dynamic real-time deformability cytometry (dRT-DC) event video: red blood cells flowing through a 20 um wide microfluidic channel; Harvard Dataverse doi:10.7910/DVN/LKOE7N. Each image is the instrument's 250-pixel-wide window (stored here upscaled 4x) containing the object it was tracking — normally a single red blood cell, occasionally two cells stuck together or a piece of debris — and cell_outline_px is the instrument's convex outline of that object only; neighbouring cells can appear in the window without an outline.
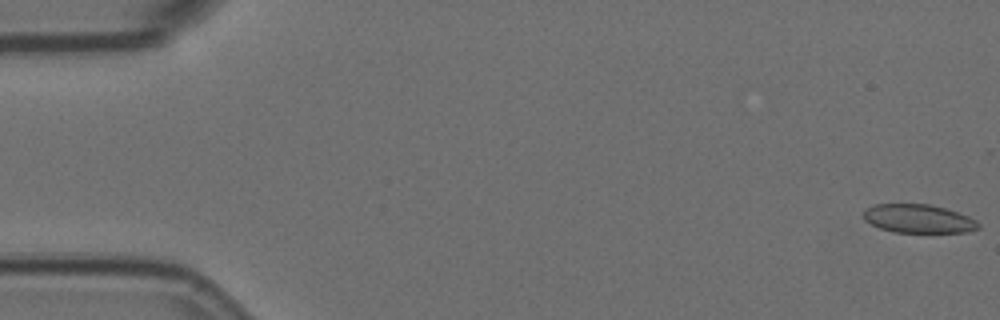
{"species": "Egyptian fruit bat (a non-hibernating species)", "species_latin": "Rousettus aegyptiacus", "temperature_condition": "room temperature", "stored_images_in_passage": 52, "camera_frame_rate_fps": 3000, "um_per_image_px": 0.085, "animal": {"sex": "female"}, "frame": {"image": 1, "passage_image": 1, "time_ms": 0.0, "image_size_px": [1000, 320], "cell_outline_px": [[980, 228], [968, 232], [896, 232], [880, 228], [864, 220], [864, 208], [872, 204], [928, 204], [944, 208], [968, 216], [976, 220], [980, 224]], "centroid_in_image_um": [78.06, 18.58], "position_along_channel_um": 6.9, "area_um2": 19.07}}
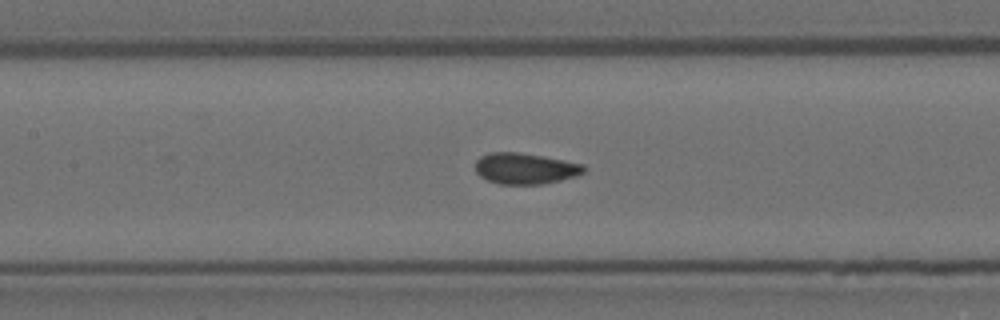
{"frame": {"image": 2, "passage_image": 26, "time_ms": 8.333, "image_size_px": [1000, 320], "cell_outline_px": [[588, 168], [584, 172], [576, 176], [544, 184], [500, 184], [488, 180], [480, 176], [476, 172], [476, 160], [480, 156], [492, 152], [516, 152], [564, 160], [584, 164]], "centroid_in_image_um": [44.66, 14.32], "position_along_channel_um": 162.7, "area_um2": 19.59}}
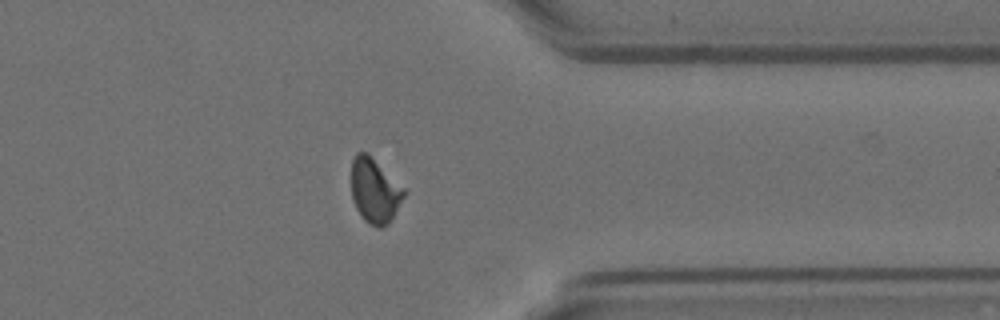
{"frame": {"image": 3, "passage_image": 45, "time_ms": 14.667, "image_size_px": [1000, 320], "cell_outline_px": [[408, 192], [388, 224], [380, 228], [368, 224], [364, 220], [356, 208], [352, 200], [352, 160], [356, 152], [368, 152]], "centroid_in_image_um": [31.86, 16.2], "position_along_channel_um": 379.5, "area_um2": 20.0}, "authors_computed_cell_mechanics": {"area_um2": 19.8254, "velocity_mm_per_s": 3.5756, "shape_relaxation_time_tau1_ms": null, "shape_relaxation_time_tau2_ms": 1.0269, "deformation_change_tau1": null, "deformation_change_tau2": 0.0537}}